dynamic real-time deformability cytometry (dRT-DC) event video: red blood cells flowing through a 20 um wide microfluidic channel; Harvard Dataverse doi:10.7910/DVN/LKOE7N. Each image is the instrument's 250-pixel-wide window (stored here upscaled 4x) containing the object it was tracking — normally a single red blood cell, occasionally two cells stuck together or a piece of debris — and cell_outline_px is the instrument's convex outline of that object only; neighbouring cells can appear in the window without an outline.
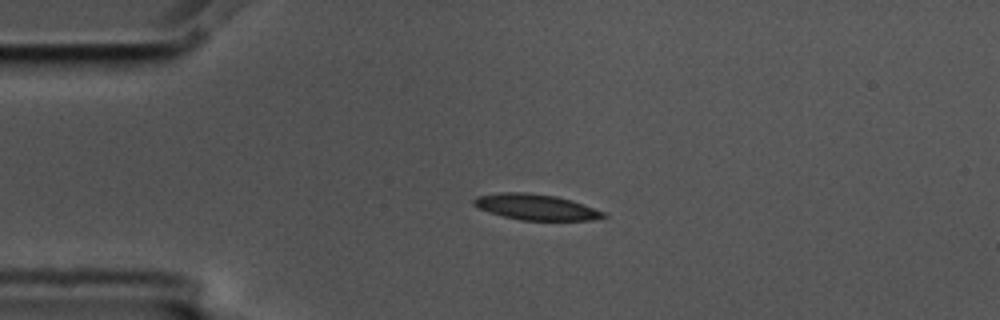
{"species": "common noctule bat (a hibernating species)", "species_latin": "Nyctalus noctula", "temperature_condition": "cold", "stored_images_in_passage": 1, "camera_frame_rate_fps": 3000, "um_per_image_px": 0.085, "animal": {"sex": "male", "body_mass_g": 17.5, "forearm_length_mm": 52.3}, "frame": {"image": 1, "passage_image": 1, "time_ms": 0.0, "image_size_px": [1000, 320], "cell_outline_px": [[608, 216], [592, 220], [520, 220], [504, 216], [480, 208], [472, 204], [472, 200], [476, 196], [500, 192], [528, 192], [556, 196], [572, 200], [584, 204], [604, 212]], "centroid_in_image_um": [45.56, 17.59], "position_along_channel_um": 39.4, "area_um2": 19.42}}